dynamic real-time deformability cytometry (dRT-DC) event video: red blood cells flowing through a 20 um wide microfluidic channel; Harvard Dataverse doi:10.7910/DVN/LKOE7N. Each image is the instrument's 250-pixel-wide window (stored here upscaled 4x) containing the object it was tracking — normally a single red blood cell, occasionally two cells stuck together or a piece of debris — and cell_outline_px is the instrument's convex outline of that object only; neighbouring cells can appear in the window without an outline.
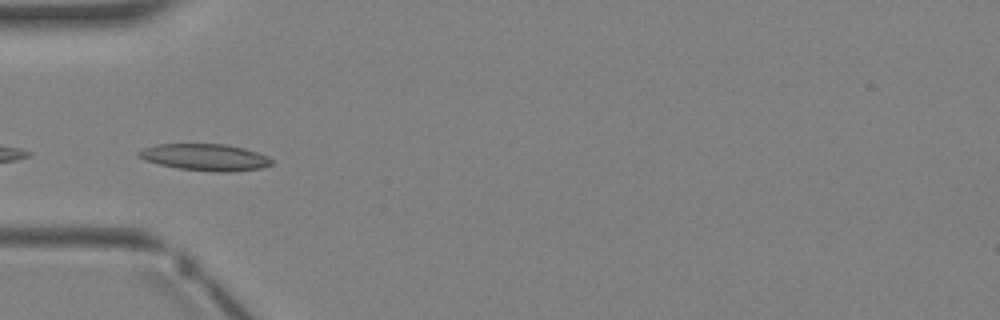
{"species": "Egyptian fruit bat (a non-hibernating species)", "species_latin": "Rousettus aegyptiacus", "temperature_condition": "warm", "stored_images_in_passage": 4, "camera_frame_rate_fps": 3000, "um_per_image_px": 0.085, "animal": {"sex": "female"}, "frame": {"image": 1, "passage_image": 4, "time_ms": 3.333, "image_size_px": [1000, 320], "cell_outline_px": [[272, 164], [260, 168], [232, 172], [220, 172], [176, 168], [144, 160], [136, 156], [136, 152], [144, 148], [156, 144], [224, 144], [244, 148], [268, 156], [272, 160]], "centroid_in_image_um": [17.41, 13.36], "position_along_channel_um": 67.6, "area_um2": 20.69}}